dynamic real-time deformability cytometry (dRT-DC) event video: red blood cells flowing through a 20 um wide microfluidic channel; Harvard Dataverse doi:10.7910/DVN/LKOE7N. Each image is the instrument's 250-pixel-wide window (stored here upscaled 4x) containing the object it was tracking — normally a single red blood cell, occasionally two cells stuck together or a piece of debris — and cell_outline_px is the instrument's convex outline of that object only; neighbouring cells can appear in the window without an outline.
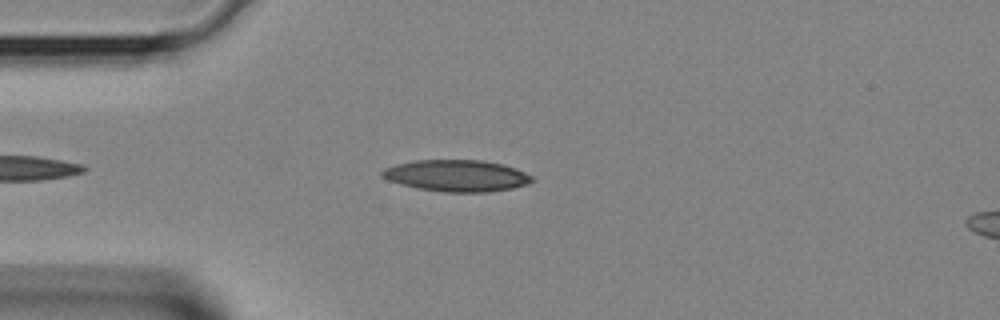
{"species": "Egyptian fruit bat (a non-hibernating species)", "species_latin": "Rousettus aegyptiacus", "temperature_condition": "room temperature", "stored_images_in_passage": 31, "camera_frame_rate_fps": 3000, "um_per_image_px": 0.085, "animal": {"sex": "female"}, "frame": {"image": 1, "passage_image": 3, "time_ms": 0.667, "image_size_px": [1000, 320], "cell_outline_px": [[536, 180], [528, 184], [512, 188], [488, 192], [444, 192], [416, 188], [400, 184], [388, 180], [380, 176], [380, 172], [384, 168], [396, 164], [416, 160], [480, 160], [500, 164], [516, 168], [532, 176]], "centroid_in_image_um": [38.8, 14.94], "position_along_channel_um": 46.2, "area_um2": 27.69}}
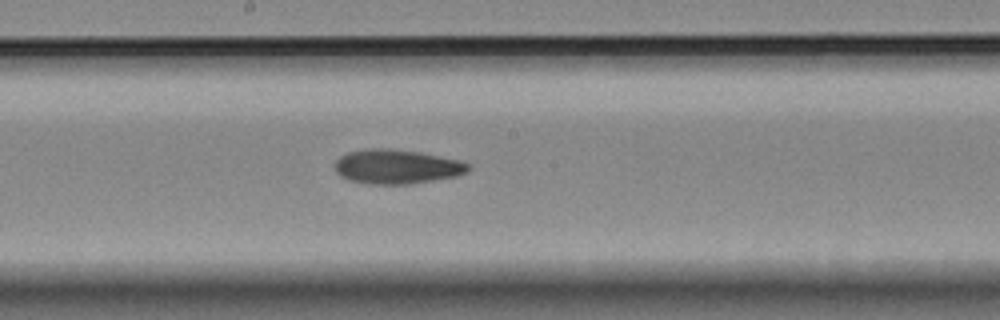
{"frame": {"image": 2, "passage_image": 14, "time_ms": 4.333, "image_size_px": [1000, 320], "cell_outline_px": [[472, 168], [468, 172], [456, 176], [408, 184], [368, 184], [348, 180], [340, 176], [336, 172], [336, 160], [340, 156], [348, 152], [364, 148], [388, 148], [420, 152], [464, 160]], "centroid_in_image_um": [33.74, 14.15], "position_along_channel_um": 214.5, "area_um2": 26.99}}
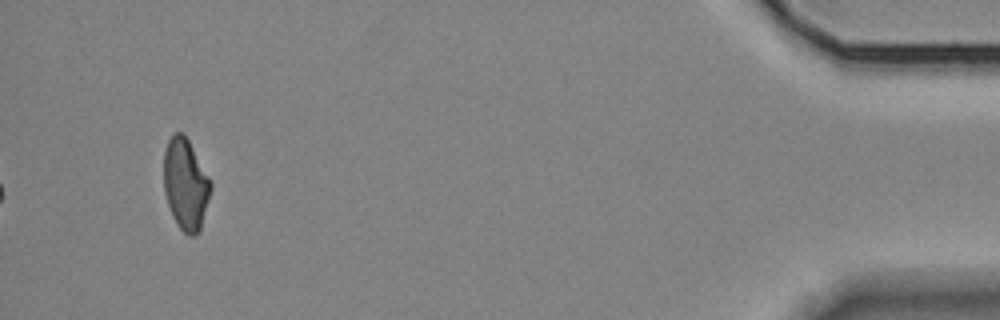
{"frame": {"image": 3, "passage_image": 31, "time_ms": 10.0, "image_size_px": [1000, 320], "cell_outline_px": [[212, 188], [200, 232], [196, 236], [188, 236], [180, 228], [172, 216], [164, 192], [164, 152], [168, 140], [172, 132], [184, 132], [212, 180]], "centroid_in_image_um": [15.79, 15.65], "position_along_channel_um": 419.4, "area_um2": 25.49}}